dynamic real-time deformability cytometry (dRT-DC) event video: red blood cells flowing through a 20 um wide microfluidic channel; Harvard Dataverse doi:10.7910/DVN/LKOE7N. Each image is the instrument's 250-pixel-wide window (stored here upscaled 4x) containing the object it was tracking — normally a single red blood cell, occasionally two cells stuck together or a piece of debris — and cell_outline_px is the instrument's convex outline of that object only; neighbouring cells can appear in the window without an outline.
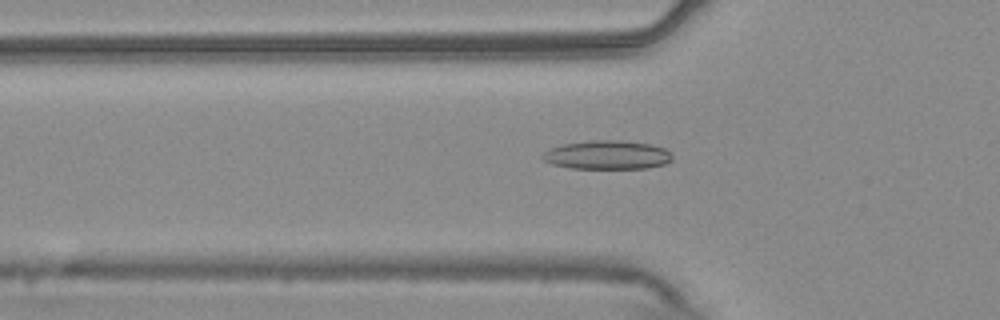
{"species": "common noctule bat (a hibernating species)", "species_latin": "Nyctalus noctula", "temperature_condition": "warm", "stored_images_in_passage": 54, "camera_frame_rate_fps": 3000, "um_per_image_px": 0.085, "animal": {"sex": "male", "body_mass_g": 20.4}, "frame": {"image": 1, "passage_image": 18, "time_ms": 5.667, "image_size_px": [1000, 320], "cell_outline_px": [[672, 160], [664, 164], [648, 168], [572, 168], [552, 164], [544, 160], [540, 156], [548, 148], [564, 144], [588, 140], [624, 140], [652, 144], [664, 148], [672, 156]], "centroid_in_image_um": [51.6, 13.16], "position_along_channel_um": 74.2, "area_um2": 21.85}}
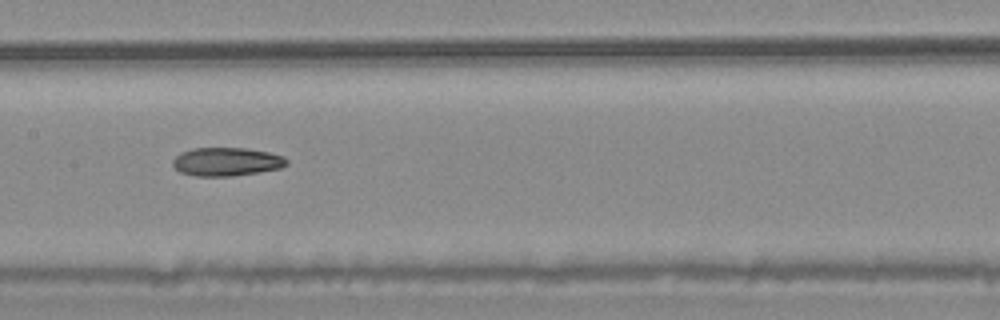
{"frame": {"image": 2, "passage_image": 27, "time_ms": 8.667, "image_size_px": [1000, 320], "cell_outline_px": [[288, 164], [280, 168], [260, 172], [232, 176], [196, 176], [180, 172], [172, 164], [172, 160], [180, 152], [192, 148], [244, 148], [268, 152], [284, 156], [288, 160]], "centroid_in_image_um": [19.26, 13.74], "position_along_channel_um": 188.1, "area_um2": 18.96}}
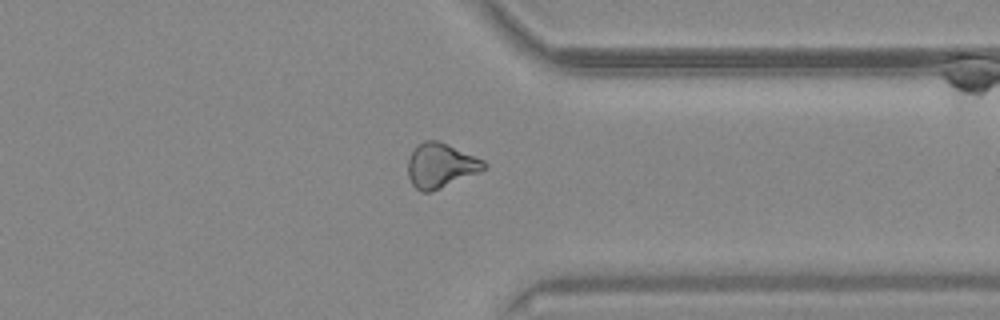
{"frame": {"image": 3, "passage_image": 42, "time_ms": 13.667, "image_size_px": [1000, 320], "cell_outline_px": [[488, 168], [480, 172], [432, 192], [420, 192], [412, 184], [408, 176], [408, 160], [416, 144], [424, 140], [436, 140], [484, 160], [488, 164]], "centroid_in_image_um": [37.46, 14.09], "position_along_channel_um": 373.9, "area_um2": 19.83}}